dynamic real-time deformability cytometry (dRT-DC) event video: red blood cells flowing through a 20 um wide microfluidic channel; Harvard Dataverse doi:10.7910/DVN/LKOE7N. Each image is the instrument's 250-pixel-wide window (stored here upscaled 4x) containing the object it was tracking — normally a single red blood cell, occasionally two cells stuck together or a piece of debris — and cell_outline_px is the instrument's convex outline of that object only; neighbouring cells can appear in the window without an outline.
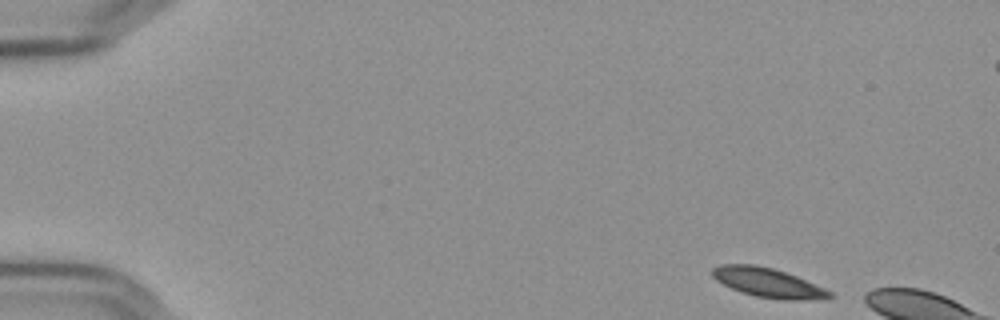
{"species": "Egyptian fruit bat (a non-hibernating species)", "species_latin": "Rousettus aegyptiacus", "temperature_condition": "cold", "stored_images_in_passage": 6, "camera_frame_rate_fps": 3000, "um_per_image_px": 0.085, "frame": {"image": 1, "passage_image": 1, "time_ms": 0.0, "image_size_px": [1000, 320], "cell_outline_px": [[832, 296], [796, 300], [784, 300], [756, 296], [732, 288], [716, 280], [712, 276], [712, 268], [724, 264], [752, 264], [772, 268], [796, 276], [832, 292]], "centroid_in_image_um": [65.21, 24.01], "position_along_channel_um": 19.8, "area_um2": 19.36}}